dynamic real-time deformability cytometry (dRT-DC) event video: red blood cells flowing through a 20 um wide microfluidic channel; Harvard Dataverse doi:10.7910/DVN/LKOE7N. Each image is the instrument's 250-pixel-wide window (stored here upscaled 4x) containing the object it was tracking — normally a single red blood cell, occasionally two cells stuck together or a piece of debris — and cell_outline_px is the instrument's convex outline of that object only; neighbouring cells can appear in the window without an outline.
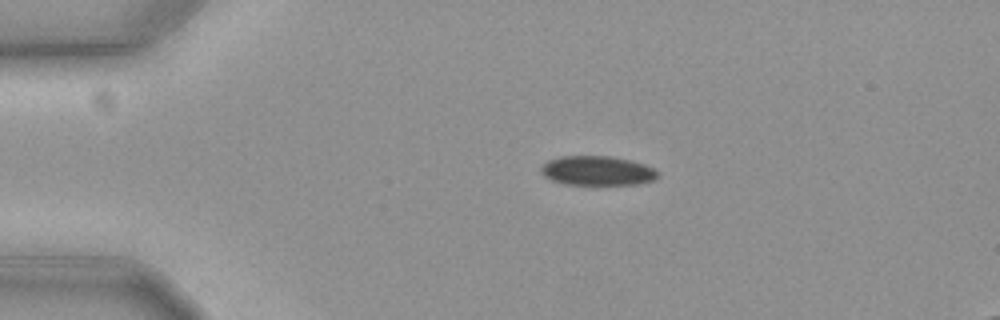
{"species": "common noctule bat (a hibernating species)", "species_latin": "Nyctalus noctula", "temperature_condition": "cold", "stored_images_in_passage": 46, "camera_frame_rate_fps": 3000, "um_per_image_px": 0.085, "animal": {"sex": "female", "body_mass_g": 19.3, "forearm_length_mm": 54.1}, "frame": {"image": 1, "passage_image": 1, "time_ms": 0.0, "image_size_px": [1000, 320], "cell_outline_px": [[656, 176], [652, 180], [636, 184], [564, 184], [552, 180], [544, 176], [540, 172], [540, 168], [548, 160], [560, 156], [608, 156], [628, 160], [644, 164], [652, 168], [656, 172]], "centroid_in_image_um": [50.69, 14.5], "position_along_channel_um": 34.3, "area_um2": 19.65}}
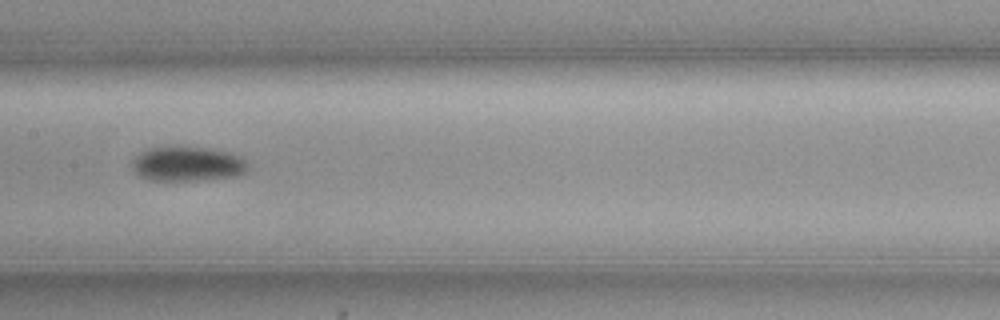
{"frame": {"image": 2, "passage_image": 18, "time_ms": 5.667, "image_size_px": [1000, 320], "cell_outline_px": [[248, 168], [244, 172], [236, 176], [196, 180], [148, 180], [140, 176], [132, 168], [132, 160], [140, 152], [148, 148], [212, 148], [228, 152], [240, 156], [248, 164]], "centroid_in_image_um": [15.93, 13.94], "position_along_channel_um": 191.5, "area_um2": 23.0}}
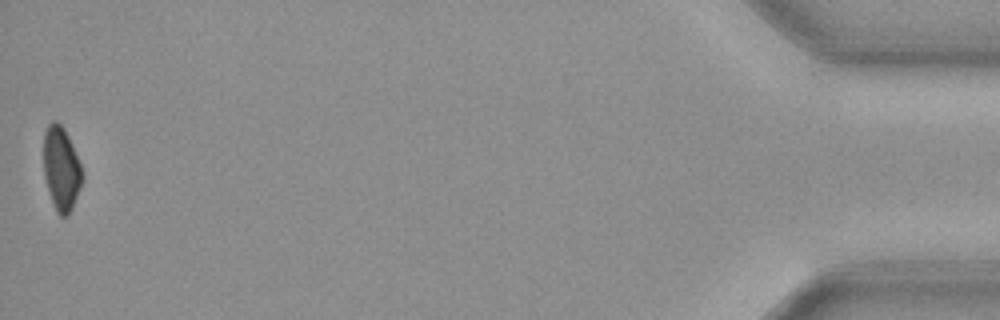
{"frame": {"image": 3, "passage_image": 46, "time_ms": 15.0, "image_size_px": [1000, 320], "cell_outline_px": [[84, 176], [72, 208], [68, 216], [60, 216], [56, 212], [48, 192], [44, 176], [44, 132], [48, 124], [52, 120], [56, 120], [64, 128], [72, 144], [80, 164]], "centroid_in_image_um": [5.2, 14.33], "position_along_channel_um": 430.0, "area_um2": 18.9}}